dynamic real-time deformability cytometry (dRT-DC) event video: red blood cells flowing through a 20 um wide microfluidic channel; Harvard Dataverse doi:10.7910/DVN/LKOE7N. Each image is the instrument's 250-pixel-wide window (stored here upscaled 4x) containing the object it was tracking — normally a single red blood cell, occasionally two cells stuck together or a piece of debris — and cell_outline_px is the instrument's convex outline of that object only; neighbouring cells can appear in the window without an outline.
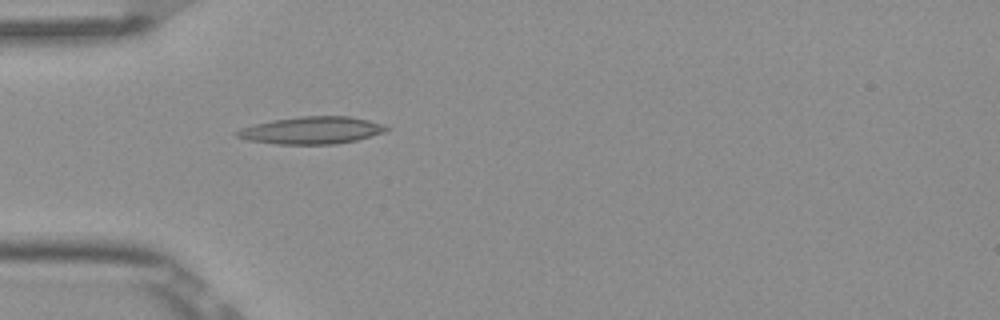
{"species": "Egyptian fruit bat (a non-hibernating species)", "species_latin": "Rousettus aegyptiacus", "temperature_condition": "room temperature", "stored_images_in_passage": 5, "camera_frame_rate_fps": 3000, "um_per_image_px": 0.085, "frame": {"image": 1, "passage_image": 5, "time_ms": 1.333, "image_size_px": [1000, 320], "cell_outline_px": [[388, 128], [384, 132], [356, 140], [336, 144], [276, 144], [248, 140], [236, 136], [236, 132], [240, 128], [272, 120], [300, 116], [348, 116], [368, 120], [380, 124]], "centroid_in_image_um": [26.46, 11.08], "position_along_channel_um": 58.5, "area_um2": 23.47}}